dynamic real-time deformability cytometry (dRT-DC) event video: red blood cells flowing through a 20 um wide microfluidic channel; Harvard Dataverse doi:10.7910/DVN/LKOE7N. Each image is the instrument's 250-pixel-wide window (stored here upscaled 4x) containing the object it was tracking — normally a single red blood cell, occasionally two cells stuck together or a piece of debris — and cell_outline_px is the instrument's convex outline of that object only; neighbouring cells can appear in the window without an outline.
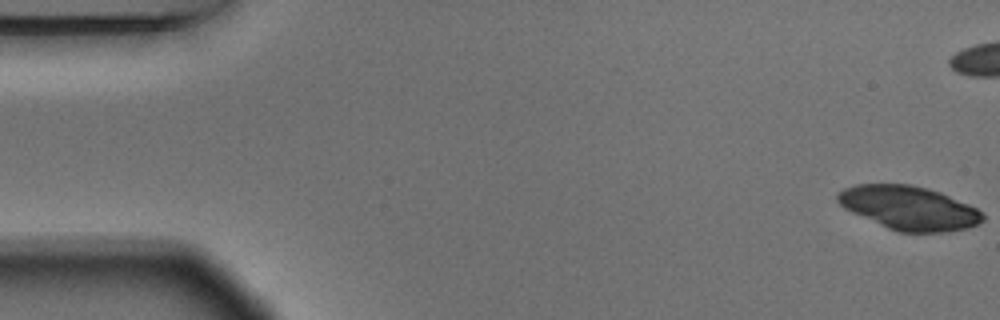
{"species": "Egyptian fruit bat (a non-hibernating species)", "species_latin": "Rousettus aegyptiacus", "temperature_condition": "warm", "stored_images_in_passage": 16, "camera_frame_rate_fps": 3000, "um_per_image_px": 0.085, "animal": {"sex": "male"}, "frame": {"image": 1, "passage_image": 1, "time_ms": 0.0, "image_size_px": [1000, 320], "cell_outline_px": [[984, 220], [976, 224], [964, 228], [944, 232], [900, 232], [888, 228], [852, 212], [844, 208], [836, 200], [836, 196], [844, 188], [856, 184], [908, 184], [928, 188], [940, 192], [968, 204], [976, 208], [984, 216]], "centroid_in_image_um": [77.24, 17.66], "position_along_channel_um": 7.8, "area_um2": 36.59}}